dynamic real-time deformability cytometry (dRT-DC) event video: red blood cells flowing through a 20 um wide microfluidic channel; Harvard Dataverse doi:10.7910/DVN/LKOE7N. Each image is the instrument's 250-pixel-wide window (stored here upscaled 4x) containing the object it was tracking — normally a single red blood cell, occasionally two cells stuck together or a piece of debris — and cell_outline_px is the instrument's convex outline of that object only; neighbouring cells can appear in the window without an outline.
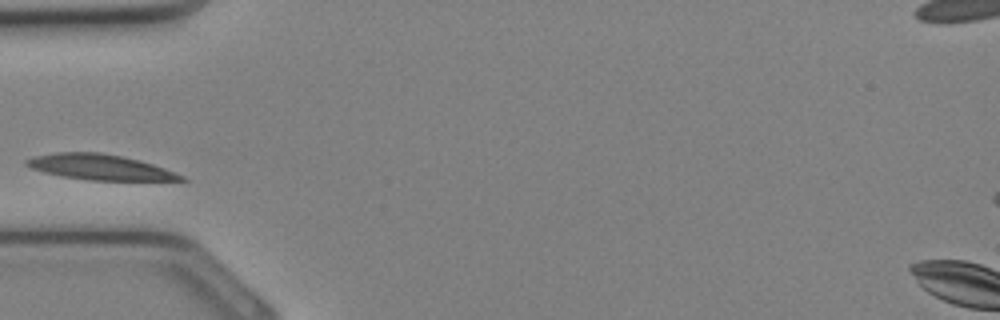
{"species": "Egyptian fruit bat (a non-hibernating species)", "species_latin": "Rousettus aegyptiacus", "temperature_condition": "cold", "stored_images_in_passage": 24, "camera_frame_rate_fps": 3000, "um_per_image_px": 0.085, "animal": {"sex": "female"}, "frame": {"image": 1, "passage_image": 1, "time_ms": 0.0, "image_size_px": [1000, 320], "cell_outline_px": [[188, 180], [88, 180], [60, 176], [44, 172], [32, 168], [24, 164], [24, 160], [32, 156], [56, 152], [100, 152], [140, 160], [164, 168], [184, 176]], "centroid_in_image_um": [8.43, 14.2], "position_along_channel_um": 76.6, "area_um2": 22.83}}
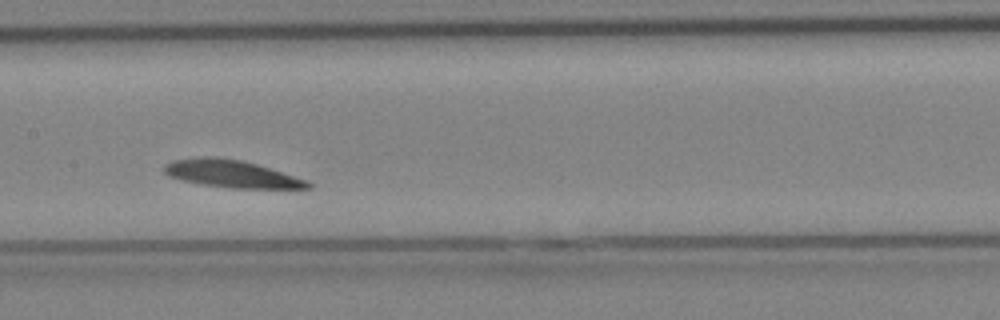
{"frame": {"image": 2, "passage_image": 7, "time_ms": 2.0, "image_size_px": [1000, 320], "cell_outline_px": [[312, 188], [228, 188], [200, 184], [180, 180], [168, 176], [164, 172], [164, 164], [172, 160], [200, 156], [216, 156], [240, 160], [256, 164], [308, 180], [312, 184]], "centroid_in_image_um": [19.63, 14.77], "position_along_channel_um": 187.8, "area_um2": 23.12}}
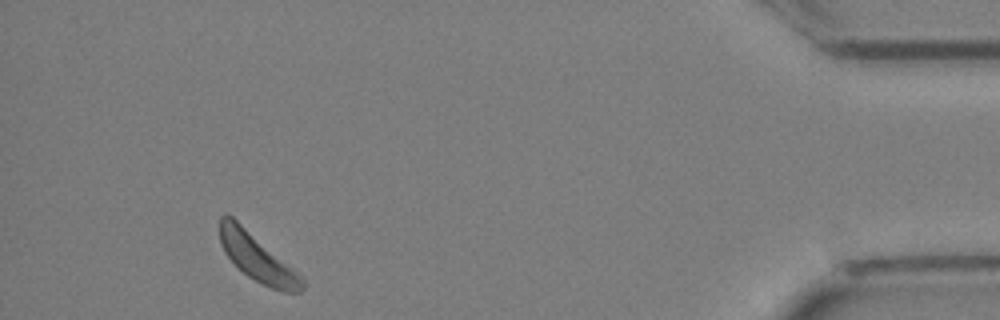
{"frame": {"image": 3, "passage_image": 22, "time_ms": 7.0, "image_size_px": [1000, 320], "cell_outline_px": [[304, 288], [300, 292], [284, 292], [272, 288], [248, 276], [224, 252], [220, 244], [220, 216], [224, 212], [228, 212], [292, 268], [304, 280]], "centroid_in_image_um": [21.82, 21.85], "position_along_channel_um": 413.4, "area_um2": 22.08}}